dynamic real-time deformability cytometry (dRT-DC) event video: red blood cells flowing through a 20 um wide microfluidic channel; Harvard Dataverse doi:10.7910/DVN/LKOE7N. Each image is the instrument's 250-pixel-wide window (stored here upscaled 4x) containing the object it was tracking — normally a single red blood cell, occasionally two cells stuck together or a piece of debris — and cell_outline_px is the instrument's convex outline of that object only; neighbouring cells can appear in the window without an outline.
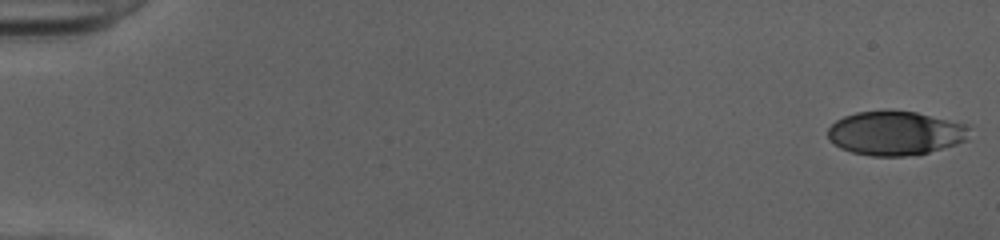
{"species": "human", "species_latin": "Homo sapiens", "temperature_condition": "cold", "stored_images_in_passage": 51, "camera_frame_rate_fps": 3000, "um_per_image_px": 0.085, "donor": {"sex": "female"}, "frame": {"image": 1, "passage_image": 1, "time_ms": 0.0, "image_size_px": [1000, 240], "cell_outline_px": [[972, 128], [968, 140], [956, 144], [928, 152], [904, 156], [872, 156], [852, 152], [840, 148], [828, 136], [828, 128], [836, 120], [844, 116], [856, 112], [916, 112], [964, 124]], "centroid_in_image_um": [76.13, 11.33], "position_along_channel_um": 8.9, "area_um2": 35.84}}
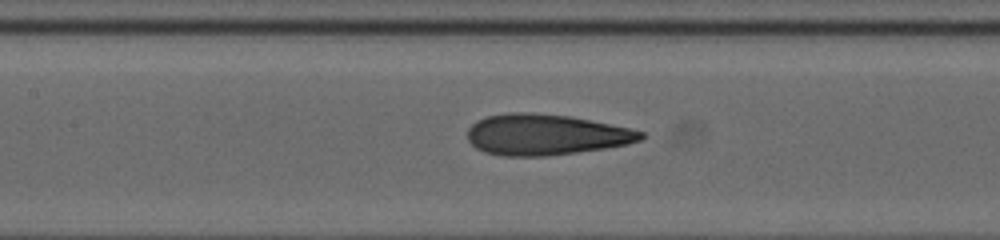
{"frame": {"image": 2, "passage_image": 25, "time_ms": 8.0, "image_size_px": [1000, 240], "cell_outline_px": [[644, 136], [640, 140], [628, 144], [604, 148], [576, 152], [544, 156], [504, 156], [484, 152], [476, 148], [468, 140], [468, 128], [476, 120], [488, 116], [512, 112], [532, 112], [568, 116], [628, 128], [644, 132]], "centroid_in_image_um": [46.34, 11.45], "position_along_channel_um": 161.1, "area_um2": 40.98}}
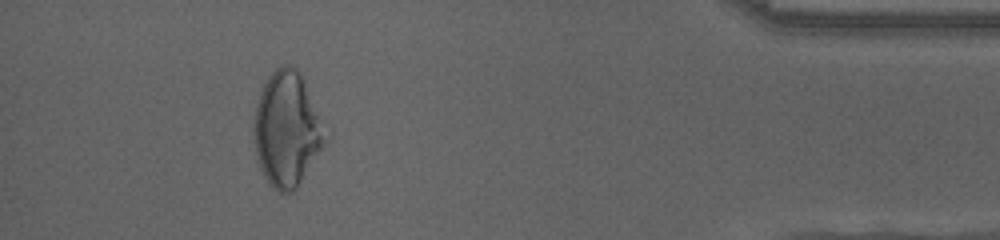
{"frame": {"image": 3, "passage_image": 47, "time_ms": 15.333, "image_size_px": [1000, 240], "cell_outline_px": [[332, 140], [296, 188], [292, 192], [280, 192], [272, 188], [268, 184], [260, 168], [256, 156], [252, 128], [256, 104], [260, 92], [268, 76], [280, 64], [288, 64], [296, 68], [300, 72], [332, 132]], "centroid_in_image_um": [24.49, 10.99], "position_along_channel_um": 410.7, "area_um2": 49.88}, "authors_computed_cell_mechanics": {"area_um2": 39.9398, "velocity_mm_per_s": 4.0656, "shape_relaxation_time_tau1_ms": 6.7217, "shape_relaxation_time_tau2_ms": 1.111, "deformation_change_tau1": 0.2585, "deformation_change_tau2": 0.1005}}